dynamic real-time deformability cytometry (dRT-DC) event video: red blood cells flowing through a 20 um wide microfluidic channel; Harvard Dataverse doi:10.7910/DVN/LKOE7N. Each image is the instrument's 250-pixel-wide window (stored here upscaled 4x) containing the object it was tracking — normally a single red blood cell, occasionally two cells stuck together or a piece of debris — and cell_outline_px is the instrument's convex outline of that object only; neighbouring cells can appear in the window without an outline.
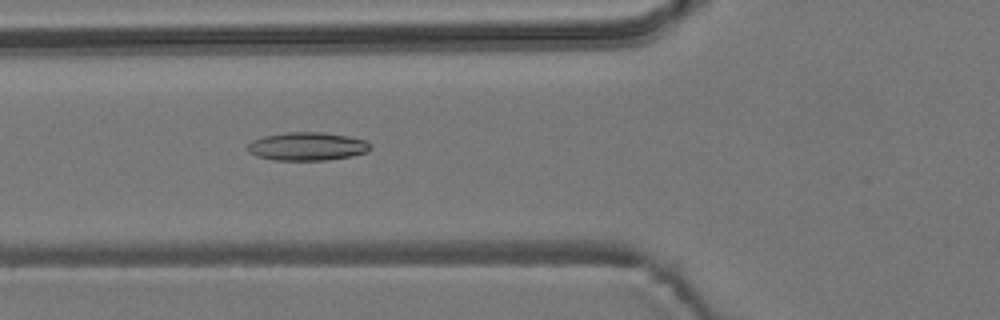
{"species": "common noctule bat (a hibernating species)", "species_latin": "Nyctalus noctula", "temperature_condition": "room temperature", "stored_images_in_passage": 56, "camera_frame_rate_fps": 3000, "um_per_image_px": 0.085, "animal": {"sex": "male", "body_mass_g": 19.2, "forearm_length_mm": 51.8}, "frame": {"image": 1, "passage_image": 21, "time_ms": 6.667, "image_size_px": [1000, 320], "cell_outline_px": [[372, 148], [368, 152], [352, 156], [328, 160], [276, 160], [256, 156], [248, 152], [248, 144], [252, 140], [264, 136], [288, 132], [324, 132], [352, 136], [364, 140], [372, 144]], "centroid_in_image_um": [26.16, 12.44], "position_along_channel_um": 99.6, "area_um2": 20.46}}
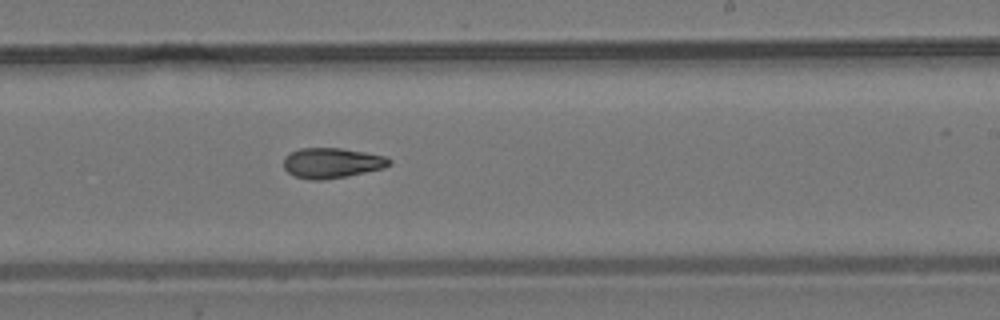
{"frame": {"image": 2, "passage_image": 34, "time_ms": 11.0, "image_size_px": [1000, 320], "cell_outline_px": [[392, 164], [384, 168], [348, 176], [324, 180], [312, 180], [296, 176], [288, 172], [284, 168], [284, 156], [300, 148], [340, 148], [364, 152], [384, 156], [392, 160]], "centroid_in_image_um": [28.22, 13.85], "position_along_channel_um": 260.8, "area_um2": 18.61}}
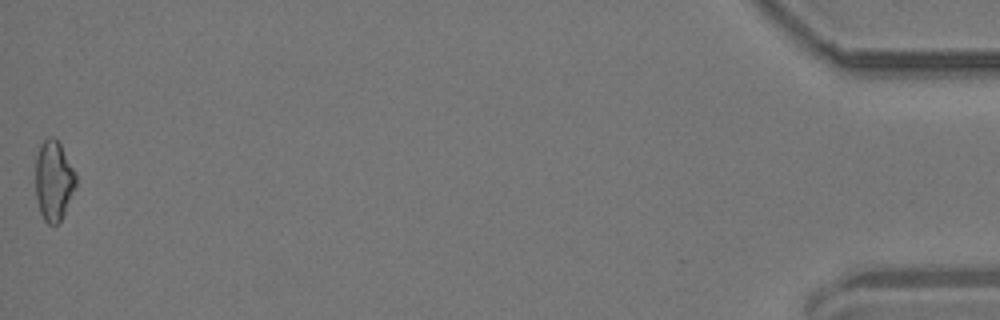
{"frame": {"image": 3, "passage_image": 56, "time_ms": 18.333, "image_size_px": [1000, 320], "cell_outline_px": [[76, 188], [60, 220], [56, 224], [48, 224], [44, 220], [40, 212], [36, 200], [36, 156], [40, 144], [48, 136], [52, 136], [60, 144], [76, 176]], "centroid_in_image_um": [4.54, 15.35], "position_along_channel_um": 430.7, "area_um2": 18.61}, "authors_computed_cell_mechanics": {"area_um2": 18.785, "velocity_mm_per_s": 3.7107, "shape_relaxation_time_tau1_ms": null, "shape_relaxation_time_tau2_ms": 4.0174, "deformation_change_tau1": null, "deformation_change_tau2": 0.1139}}